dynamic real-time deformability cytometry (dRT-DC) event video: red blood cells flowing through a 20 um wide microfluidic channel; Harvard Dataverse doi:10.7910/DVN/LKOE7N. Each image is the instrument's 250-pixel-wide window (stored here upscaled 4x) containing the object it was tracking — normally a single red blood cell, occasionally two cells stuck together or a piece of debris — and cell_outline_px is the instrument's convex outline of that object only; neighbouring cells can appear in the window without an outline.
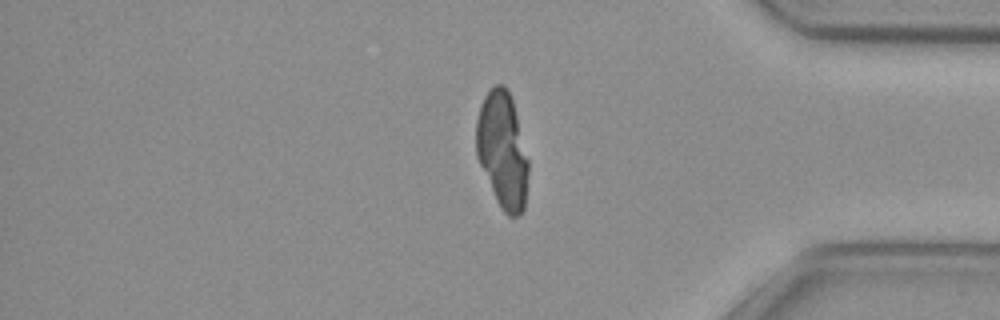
{"species": "common noctule bat (a hibernating species)", "species_latin": "Nyctalus noctula", "temperature_condition": "cold", "stored_images_in_passage": 55, "camera_frame_rate_fps": 3000, "um_per_image_px": 0.085, "animal": {"sex": "female", "body_mass_g": 29.2, "forearm_length_mm": 56.3}, "frame": {"image": 1, "passage_image": 46, "time_ms": 15.0, "image_size_px": [1000, 320], "cell_outline_px": [[528, 172], [524, 208], [516, 216], [508, 216], [504, 212], [496, 200], [476, 156], [476, 120], [480, 104], [484, 96], [496, 84], [504, 84], [508, 88], [512, 100], [528, 160]], "centroid_in_image_um": [42.68, 12.74], "position_along_channel_um": 392.5, "area_um2": 35.03}}